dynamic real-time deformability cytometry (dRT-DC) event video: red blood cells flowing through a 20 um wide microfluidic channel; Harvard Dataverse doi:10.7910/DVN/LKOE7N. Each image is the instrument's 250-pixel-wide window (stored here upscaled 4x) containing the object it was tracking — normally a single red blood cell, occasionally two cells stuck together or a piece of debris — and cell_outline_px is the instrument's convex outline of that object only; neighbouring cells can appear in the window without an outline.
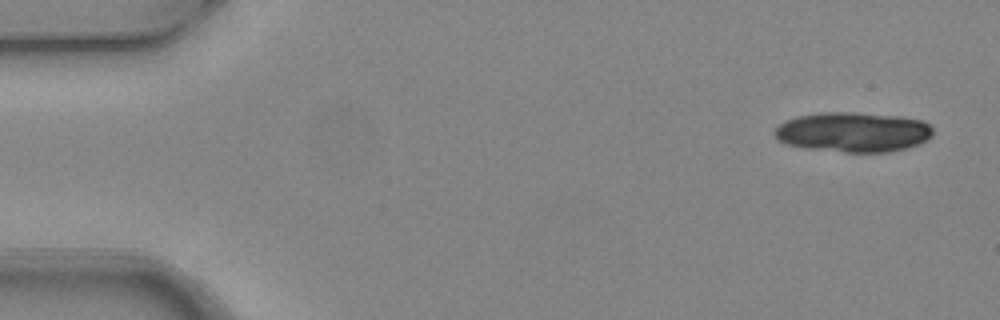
{"species": "common noctule bat (a hibernating species)", "species_latin": "Nyctalus noctula", "temperature_condition": "warm", "stored_images_in_passage": 8, "camera_frame_rate_fps": 3000, "um_per_image_px": 0.085, "animal": {"sex": "female", "body_mass_g": 24.6, "forearm_length_mm": 56.2}, "frame": {"image": 1, "passage_image": 1, "time_ms": 0.0, "image_size_px": [1000, 320], "cell_outline_px": [[932, 136], [928, 140], [920, 144], [908, 148], [888, 152], [844, 152], [804, 148], [784, 144], [776, 140], [772, 132], [784, 120], [796, 116], [820, 112], [848, 112], [900, 116], [920, 120], [928, 124], [932, 128]], "centroid_in_image_um": [72.47, 11.23], "position_along_channel_um": 12.5, "area_um2": 37.28}}
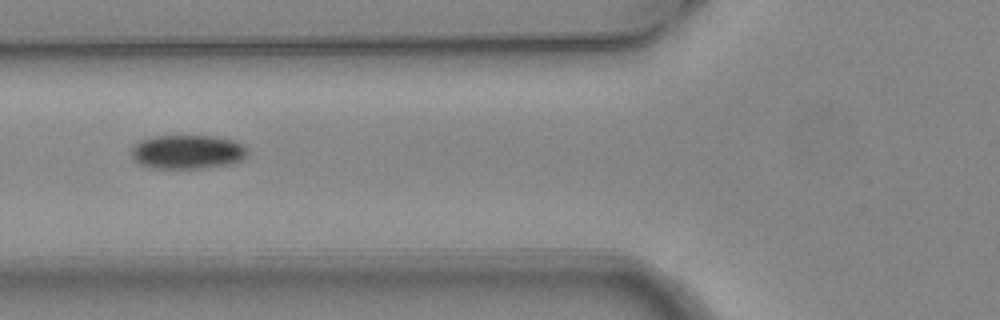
{"frame": {"image": 2, "passage_image": 6, "time_ms": 1.667, "image_size_px": [1000, 320], "cell_outline_px": [[248, 156], [244, 160], [232, 164], [200, 168], [152, 168], [140, 164], [132, 160], [132, 148], [140, 140], [152, 136], [216, 136], [232, 140], [244, 144], [248, 148]], "centroid_in_image_um": [15.98, 12.91], "position_along_channel_um": 109.8, "area_um2": 23.35}}
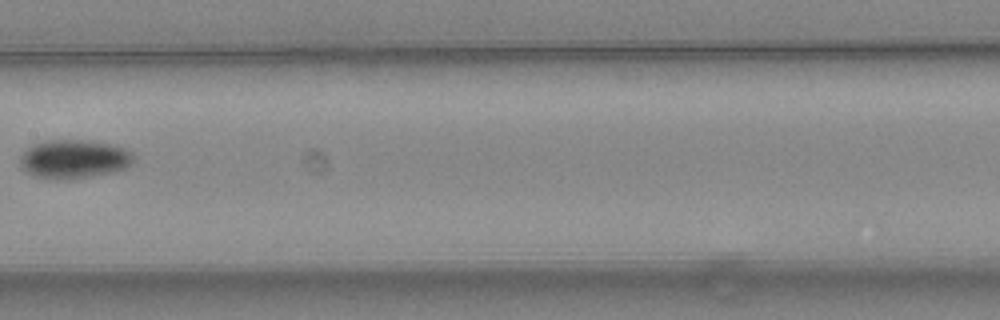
{"frame": {"image": 3, "passage_image": 8, "time_ms": 2.333, "image_size_px": [1000, 320], "cell_outline_px": [[132, 160], [128, 168], [116, 172], [88, 176], [36, 176], [28, 172], [20, 164], [20, 156], [32, 144], [48, 140], [92, 140], [112, 144], [124, 148], [132, 152]], "centroid_in_image_um": [6.35, 13.46], "position_along_channel_um": 201.1, "area_um2": 24.8}}